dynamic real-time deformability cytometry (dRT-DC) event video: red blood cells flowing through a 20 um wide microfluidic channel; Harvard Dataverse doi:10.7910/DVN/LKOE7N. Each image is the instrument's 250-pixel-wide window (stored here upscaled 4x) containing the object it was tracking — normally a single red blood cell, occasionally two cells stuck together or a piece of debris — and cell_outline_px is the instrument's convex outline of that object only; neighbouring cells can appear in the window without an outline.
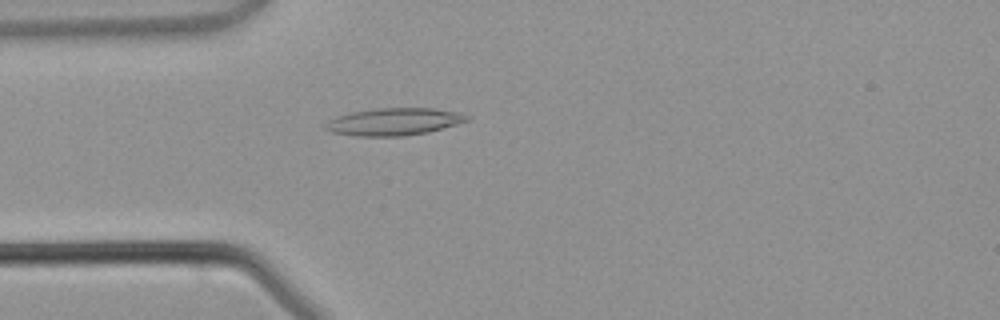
{"species": "common noctule bat (a hibernating species)", "species_latin": "Nyctalus noctula", "temperature_condition": "warm", "stored_images_in_passage": 3, "camera_frame_rate_fps": 3000, "um_per_image_px": 0.085, "animal": {"sex": "male", "body_mass_g": 21.5, "forearm_length_mm": 52.0}, "frame": {"image": 1, "passage_image": 3, "time_ms": 2.667, "image_size_px": [1000, 320], "cell_outline_px": [[468, 120], [428, 132], [404, 136], [356, 136], [332, 132], [324, 128], [324, 124], [328, 120], [336, 116], [352, 112], [376, 108], [436, 108], [460, 112], [468, 116]], "centroid_in_image_um": [33.45, 10.34], "position_along_channel_um": 51.5, "area_um2": 22.48}}